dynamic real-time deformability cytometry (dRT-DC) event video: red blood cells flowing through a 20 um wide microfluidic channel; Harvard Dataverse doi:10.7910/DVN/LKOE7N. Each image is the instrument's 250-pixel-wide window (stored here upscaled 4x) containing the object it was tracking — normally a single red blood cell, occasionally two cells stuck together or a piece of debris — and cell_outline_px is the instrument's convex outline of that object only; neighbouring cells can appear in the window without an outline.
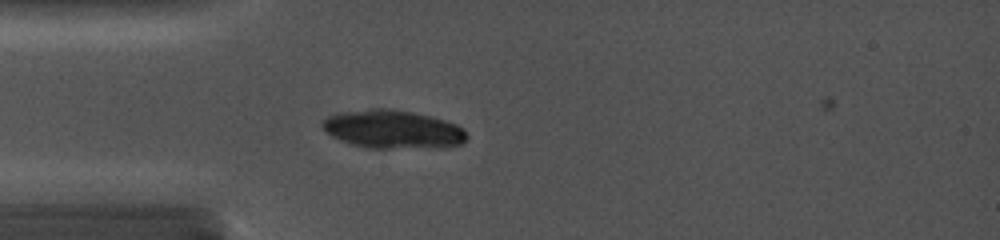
{"species": "common noctule bat (a hibernating species)", "species_latin": "Nyctalus noctula", "temperature_condition": "cold", "stored_images_in_passage": 3, "camera_frame_rate_fps": 5000, "um_per_image_px": 0.085, "animal": {"sex": "female", "body_mass_g": 19.0, "forearm_length_mm": 56.7}, "frame": {"image": 1, "passage_image": 2, "time_ms": 0.6, "image_size_px": [1000, 240], "cell_outline_px": [[468, 140], [464, 144], [448, 148], [368, 148], [348, 144], [324, 132], [320, 124], [328, 116], [344, 112], [376, 108], [408, 112], [428, 116], [444, 120], [456, 124], [464, 128], [468, 136]], "centroid_in_image_um": [33.43, 11.04], "position_along_channel_um": 51.6, "area_um2": 32.48}}